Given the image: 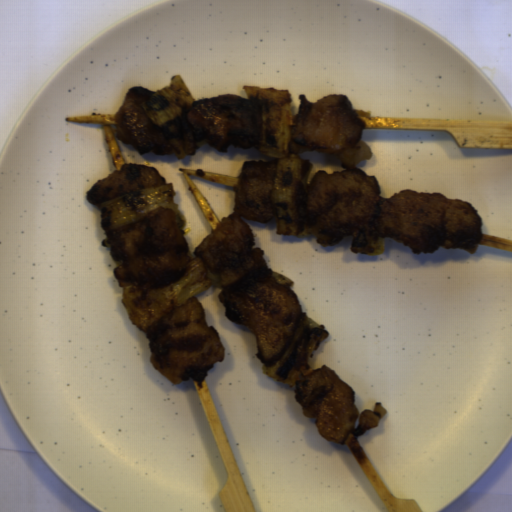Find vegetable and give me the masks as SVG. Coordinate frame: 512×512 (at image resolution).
<instances>
[{
  "instance_id": "obj_6",
  "label": "vegetable",
  "mask_w": 512,
  "mask_h": 512,
  "mask_svg": "<svg viewBox=\"0 0 512 512\" xmlns=\"http://www.w3.org/2000/svg\"><path fill=\"white\" fill-rule=\"evenodd\" d=\"M385 236L378 233L375 226L365 223L352 234L350 250L355 254L363 253L370 256L382 255L385 252Z\"/></svg>"
},
{
  "instance_id": "obj_2",
  "label": "vegetable",
  "mask_w": 512,
  "mask_h": 512,
  "mask_svg": "<svg viewBox=\"0 0 512 512\" xmlns=\"http://www.w3.org/2000/svg\"><path fill=\"white\" fill-rule=\"evenodd\" d=\"M123 289L121 303L131 324L144 333L155 329L160 319L195 295L211 286L223 287L220 273H212L204 259L196 257L187 265L183 276L175 283L159 289L120 280Z\"/></svg>"
},
{
  "instance_id": "obj_5",
  "label": "vegetable",
  "mask_w": 512,
  "mask_h": 512,
  "mask_svg": "<svg viewBox=\"0 0 512 512\" xmlns=\"http://www.w3.org/2000/svg\"><path fill=\"white\" fill-rule=\"evenodd\" d=\"M324 324L319 325L308 313H302L295 325L291 341L275 365L262 366L261 373L288 386H293L299 369L309 363L312 353L329 337Z\"/></svg>"
},
{
  "instance_id": "obj_1",
  "label": "vegetable",
  "mask_w": 512,
  "mask_h": 512,
  "mask_svg": "<svg viewBox=\"0 0 512 512\" xmlns=\"http://www.w3.org/2000/svg\"><path fill=\"white\" fill-rule=\"evenodd\" d=\"M246 100L258 102L262 109L261 134L257 144L259 153L276 159L277 169L270 203L275 219L277 236H310L313 223L306 202L309 192L308 175L312 162L291 153L290 125L292 101L288 89L261 88L243 85Z\"/></svg>"
},
{
  "instance_id": "obj_4",
  "label": "vegetable",
  "mask_w": 512,
  "mask_h": 512,
  "mask_svg": "<svg viewBox=\"0 0 512 512\" xmlns=\"http://www.w3.org/2000/svg\"><path fill=\"white\" fill-rule=\"evenodd\" d=\"M175 196H177V193L173 184L167 183L139 188L102 201L99 207L102 211L101 225L107 234L115 229H121L131 223H136L156 208L161 207L172 209L179 229H183L187 221L179 209L180 204L174 201Z\"/></svg>"
},
{
  "instance_id": "obj_3",
  "label": "vegetable",
  "mask_w": 512,
  "mask_h": 512,
  "mask_svg": "<svg viewBox=\"0 0 512 512\" xmlns=\"http://www.w3.org/2000/svg\"><path fill=\"white\" fill-rule=\"evenodd\" d=\"M196 101L180 74L171 76L169 84L156 89L141 107L153 123L159 127L172 147L176 158L194 155L207 144L198 141L188 122V113Z\"/></svg>"
}]
</instances>
